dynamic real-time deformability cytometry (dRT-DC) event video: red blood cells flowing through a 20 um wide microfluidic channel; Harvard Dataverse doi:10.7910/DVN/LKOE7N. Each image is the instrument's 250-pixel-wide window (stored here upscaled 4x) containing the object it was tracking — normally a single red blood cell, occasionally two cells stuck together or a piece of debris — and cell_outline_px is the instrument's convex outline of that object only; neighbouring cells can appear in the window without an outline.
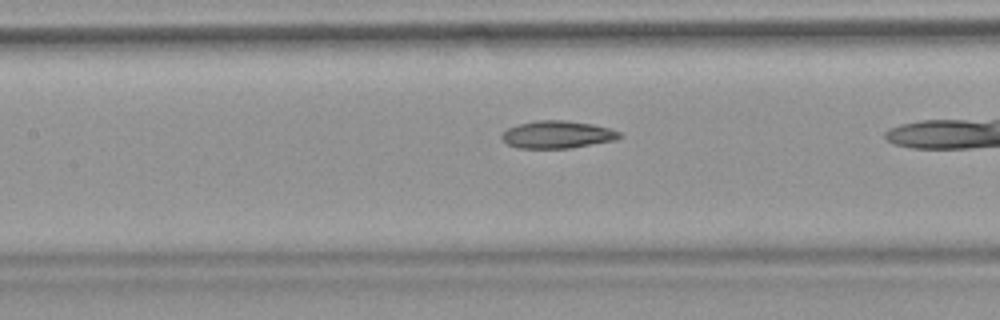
{"species": "common noctule bat (a hibernating species)", "species_latin": "Nyctalus noctula", "temperature_condition": "warm", "stored_images_in_passage": 30, "camera_frame_rate_fps": 3000, "um_per_image_px": 0.085, "animal": {"sex": "female", "body_mass_g": 18.4}, "frame": {"image": 1, "passage_image": 13, "time_ms": 4.0, "image_size_px": [1000, 320], "cell_outline_px": [[624, 136], [616, 140], [572, 148], [516, 148], [508, 144], [500, 136], [508, 128], [520, 124], [536, 120], [564, 120], [592, 124], [608, 128], [620, 132]], "centroid_in_image_um": [47.4, 11.44], "position_along_channel_um": 160.0, "area_um2": 18.84}}